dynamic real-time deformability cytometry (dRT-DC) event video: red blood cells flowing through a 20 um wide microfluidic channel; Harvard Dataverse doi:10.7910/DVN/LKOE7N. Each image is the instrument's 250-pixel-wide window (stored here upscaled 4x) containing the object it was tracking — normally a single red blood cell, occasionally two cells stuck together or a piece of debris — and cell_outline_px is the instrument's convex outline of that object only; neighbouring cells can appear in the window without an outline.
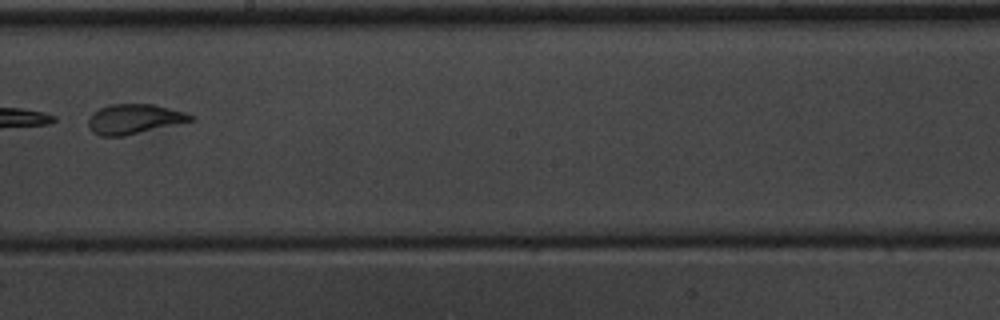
{"species": "common noctule bat (a hibernating species)", "species_latin": "Nyctalus noctula", "temperature_condition": "warm", "stored_images_in_passage": 9, "camera_frame_rate_fps": 3000, "um_per_image_px": 0.085, "animal": {"sex": "male", "body_mass_g": 20.1, "forearm_length_mm": 53.5}, "frame": {"image": 1, "passage_image": 8, "time_ms": 9.333, "image_size_px": [1000, 320], "cell_outline_px": [[196, 120], [124, 136], [100, 136], [92, 132], [88, 128], [88, 120], [100, 108], [108, 104], [152, 104], [184, 112], [196, 116]], "centroid_in_image_um": [11.43, 10.12], "position_along_channel_um": 236.8, "area_um2": 17.74}}
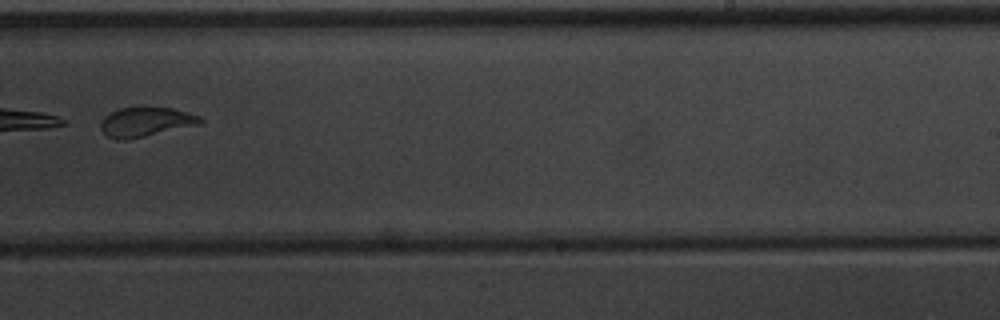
{"frame": {"image": 2, "passage_image": 9, "time_ms": 10.333, "image_size_px": [1000, 320], "cell_outline_px": [[204, 120], [200, 124], [128, 140], [116, 140], [108, 136], [100, 128], [100, 124], [104, 116], [108, 112], [120, 108], [144, 104], [172, 108], [200, 116]], "centroid_in_image_um": [12.36, 10.32], "position_along_channel_um": 276.6, "area_um2": 17.74}}